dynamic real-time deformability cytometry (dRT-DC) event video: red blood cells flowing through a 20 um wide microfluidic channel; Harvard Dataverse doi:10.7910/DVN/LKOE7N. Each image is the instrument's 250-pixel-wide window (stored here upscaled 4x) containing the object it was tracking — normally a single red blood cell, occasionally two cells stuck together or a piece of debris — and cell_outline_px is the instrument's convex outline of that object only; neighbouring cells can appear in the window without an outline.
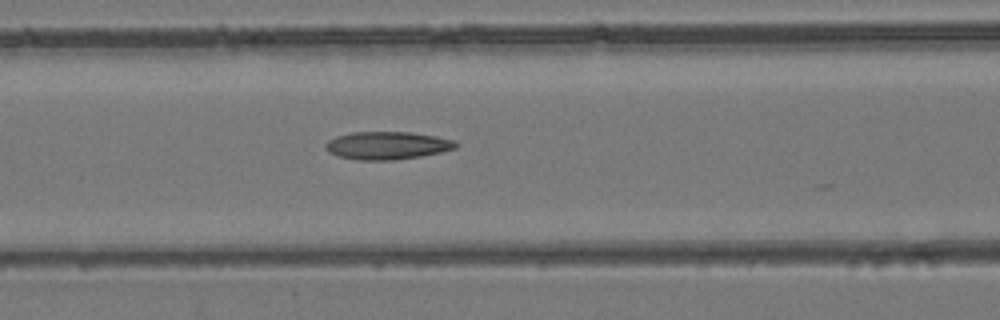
{"species": "common noctule bat (a hibernating species)", "species_latin": "Nyctalus noctula", "temperature_condition": "room temperature", "stored_images_in_passage": 14, "camera_frame_rate_fps": 3000, "um_per_image_px": 0.085, "animal": {"sex": "female", "body_mass_g": 24.6, "forearm_length_mm": 56.2}, "frame": {"image": 1, "passage_image": 5, "time_ms": 1.333, "image_size_px": [1000, 320], "cell_outline_px": [[460, 144], [456, 148], [440, 152], [420, 156], [392, 160], [356, 160], [340, 156], [328, 152], [324, 148], [324, 144], [328, 140], [336, 136], [352, 132], [408, 132], [436, 136], [456, 140]], "centroid_in_image_um": [32.91, 12.36], "position_along_channel_um": 133.7, "area_um2": 21.21}}
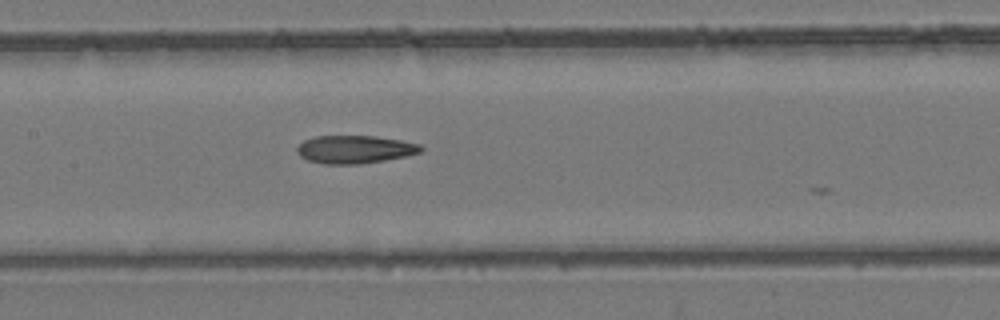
{"frame": {"image": 2, "passage_image": 8, "time_ms": 2.333, "image_size_px": [1000, 320], "cell_outline_px": [[424, 148], [420, 152], [404, 156], [384, 160], [360, 164], [324, 164], [308, 160], [300, 156], [296, 152], [296, 148], [304, 140], [316, 136], [376, 136], [400, 140], [420, 144]], "centroid_in_image_um": [30.14, 12.69], "position_along_channel_um": 177.3, "area_um2": 20.11}}
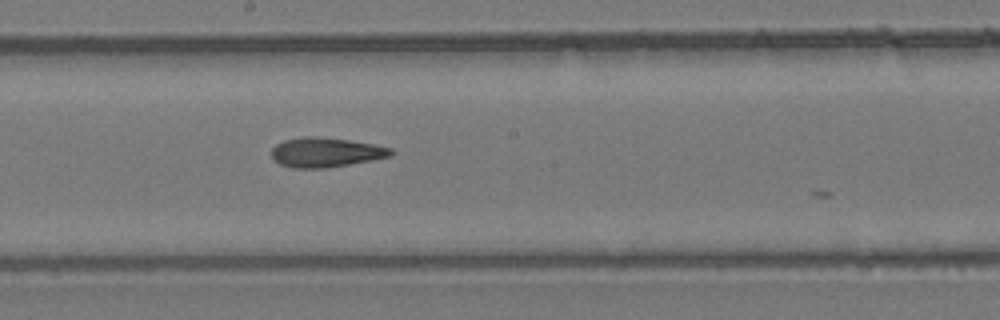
{"frame": {"image": 3, "passage_image": 11, "time_ms": 3.333, "image_size_px": [1000, 320], "cell_outline_px": [[396, 152], [392, 156], [348, 164], [324, 168], [292, 168], [280, 164], [272, 156], [272, 148], [276, 144], [284, 140], [304, 136], [312, 136], [348, 140], [372, 144], [392, 148]], "centroid_in_image_um": [27.7, 12.95], "position_along_channel_um": 220.5, "area_um2": 20.4}}